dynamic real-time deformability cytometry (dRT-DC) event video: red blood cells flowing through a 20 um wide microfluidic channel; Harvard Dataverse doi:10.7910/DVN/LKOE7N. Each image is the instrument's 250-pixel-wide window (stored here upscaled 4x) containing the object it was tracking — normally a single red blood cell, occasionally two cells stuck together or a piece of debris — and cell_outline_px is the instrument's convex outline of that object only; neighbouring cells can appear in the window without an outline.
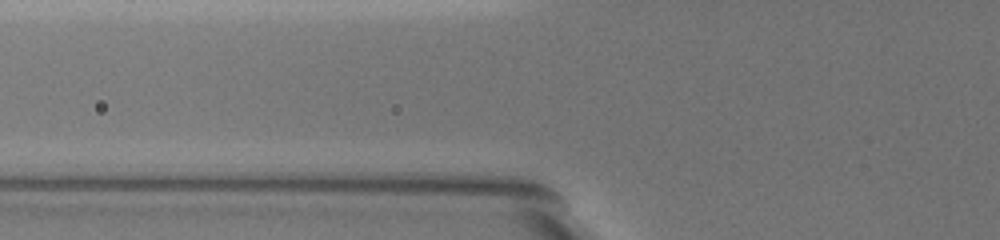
{"species": "common noctule bat (a hibernating species)", "species_latin": "Nyctalus noctula", "temperature_condition": "warm", "stored_images_in_passage": 2, "camera_frame_rate_fps": 3000, "um_per_image_px": 0.085, "animal": {"sex": "female", "body_mass_g": 19.5, "forearm_length_mm": 54.1}, "frame": {"image": 1, "passage_image": 2, "time_ms": 0.333, "image_size_px": [1000, 240], "cell_outline_px": [[760, 224], [748, 224], [732, 216], [680, 168], [676, 164], [664, 148], [660, 132], [664, 116], [672, 116], [692, 132], [736, 176], [752, 204], [760, 220]], "centroid_in_image_um": [60.08, 14.47], "position_along_channel_um": 65.7, "area_um2": 27.98}}